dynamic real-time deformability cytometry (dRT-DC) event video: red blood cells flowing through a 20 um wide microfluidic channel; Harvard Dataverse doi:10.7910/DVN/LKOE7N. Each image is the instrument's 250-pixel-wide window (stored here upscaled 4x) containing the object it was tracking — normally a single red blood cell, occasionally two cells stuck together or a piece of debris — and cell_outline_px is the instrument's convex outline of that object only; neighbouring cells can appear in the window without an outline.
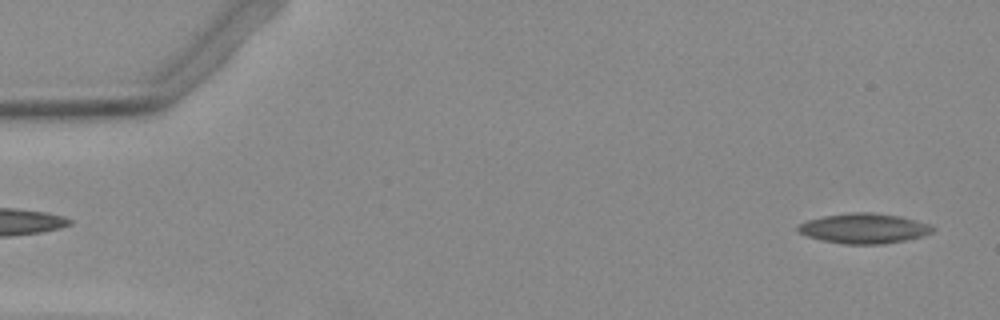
{"species": "Egyptian fruit bat (a non-hibernating species)", "species_latin": "Rousettus aegyptiacus", "temperature_condition": "warm", "stored_images_in_passage": 49, "camera_frame_rate_fps": 3000, "um_per_image_px": 0.085, "animal": {"sex": "female"}, "frame": {"image": 1, "passage_image": 2, "time_ms": 0.333, "image_size_px": [1000, 320], "cell_outline_px": [[936, 228], [932, 232], [924, 236], [908, 240], [884, 244], [844, 244], [824, 240], [808, 236], [796, 232], [796, 224], [808, 220], [824, 216], [852, 212], [872, 212], [900, 216], [916, 220], [928, 224]], "centroid_in_image_um": [73.44, 19.41], "position_along_channel_um": 11.6, "area_um2": 23.76}}
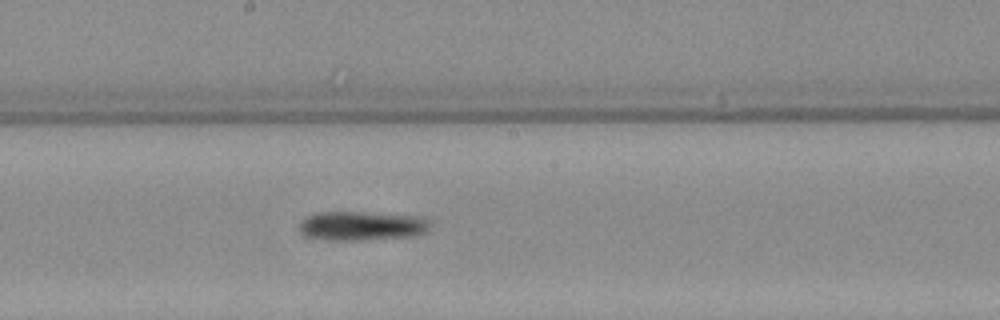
{"frame": {"image": 2, "passage_image": 28, "time_ms": 9.0, "image_size_px": [1000, 320], "cell_outline_px": [[432, 224], [428, 232], [416, 236], [360, 240], [328, 240], [304, 236], [300, 232], [300, 220], [304, 216], [316, 212], [360, 212], [420, 216], [432, 220]], "centroid_in_image_um": [30.78, 19.19], "position_along_channel_um": 217.4, "area_um2": 22.77}}
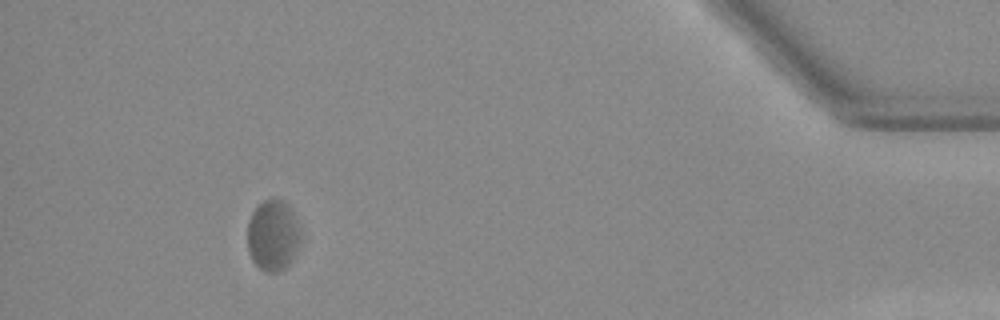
{"frame": {"image": 3, "passage_image": 48, "time_ms": 15.667, "image_size_px": [1000, 320], "cell_outline_px": [[300, 240], [292, 260], [288, 268], [280, 272], [268, 272], [260, 268], [252, 260], [248, 252], [248, 220], [252, 212], [264, 200], [284, 200], [292, 208], [300, 224]], "centroid_in_image_um": [23.23, 20.02], "position_along_channel_um": 412.0, "area_um2": 22.25}}